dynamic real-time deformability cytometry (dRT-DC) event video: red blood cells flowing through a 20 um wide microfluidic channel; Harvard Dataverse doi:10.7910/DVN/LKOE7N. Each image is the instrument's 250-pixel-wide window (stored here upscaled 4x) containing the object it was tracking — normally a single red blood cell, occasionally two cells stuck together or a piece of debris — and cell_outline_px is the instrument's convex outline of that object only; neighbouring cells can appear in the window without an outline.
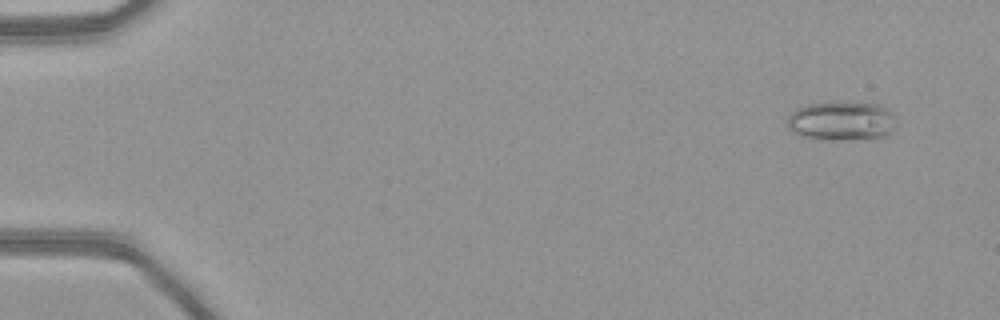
{"species": "common noctule bat (a hibernating species)", "species_latin": "Nyctalus noctula", "temperature_condition": "warm", "stored_images_in_passage": 51, "camera_frame_rate_fps": 3000, "um_per_image_px": 0.085, "animal": {"sex": "female", "body_mass_g": 21.9}, "frame": {"image": 1, "passage_image": 4, "time_ms": 1.0, "image_size_px": [1000, 320], "cell_outline_px": [[896, 116], [892, 128], [884, 136], [828, 140], [816, 140], [800, 136], [792, 132], [788, 128], [788, 116], [796, 108], [808, 104], [880, 104], [888, 108]], "centroid_in_image_um": [71.48, 10.3], "position_along_channel_um": 13.5, "area_um2": 24.22}}
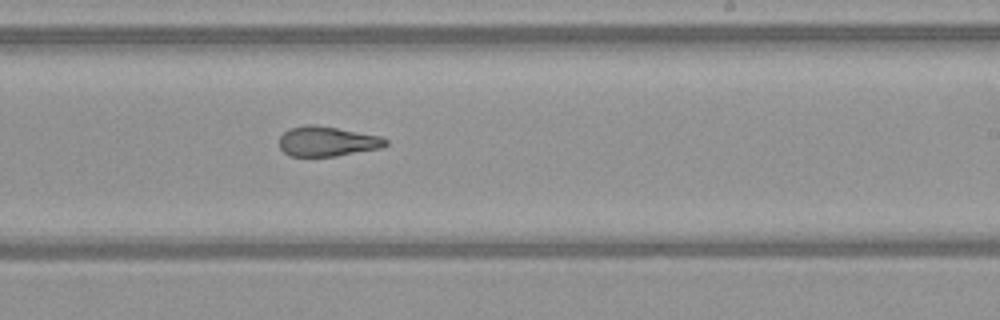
{"frame": {"image": 2, "passage_image": 32, "time_ms": 10.333, "image_size_px": [1000, 320], "cell_outline_px": [[388, 144], [380, 148], [336, 156], [288, 156], [280, 148], [280, 136], [288, 128], [304, 124], [316, 124], [380, 136], [388, 140]], "centroid_in_image_um": [27.78, 12.0], "position_along_channel_um": 261.2, "area_um2": 18.61}}
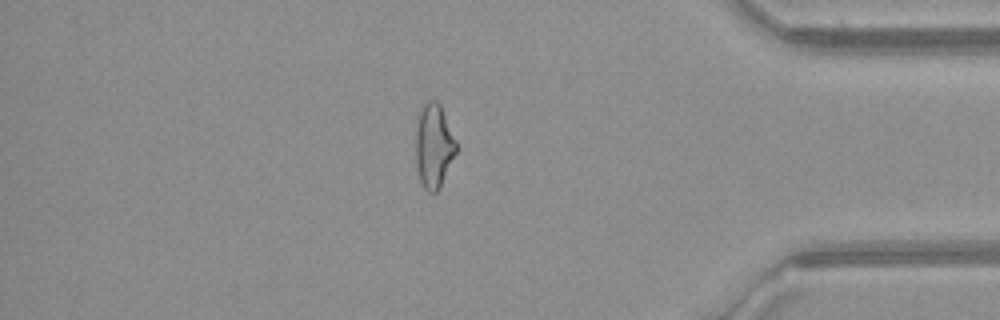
{"frame": {"image": 3, "passage_image": 44, "time_ms": 14.333, "image_size_px": [1000, 320], "cell_outline_px": [[456, 152], [440, 188], [436, 192], [428, 192], [424, 188], [420, 180], [416, 168], [416, 128], [420, 112], [424, 104], [428, 100], [436, 100], [440, 104], [456, 140]], "centroid_in_image_um": [36.87, 12.42], "position_along_channel_um": 398.3, "area_um2": 19.71}, "authors_computed_cell_mechanics": {"area_um2": 20.4612, "velocity_mm_per_s": 4.1547, "shape_relaxation_time_tau1_ms": 10.6228, "shape_relaxation_time_tau2_ms": 2.0092, "deformation_change_tau1": 0.2911, "deformation_change_tau2": 0.1129}}